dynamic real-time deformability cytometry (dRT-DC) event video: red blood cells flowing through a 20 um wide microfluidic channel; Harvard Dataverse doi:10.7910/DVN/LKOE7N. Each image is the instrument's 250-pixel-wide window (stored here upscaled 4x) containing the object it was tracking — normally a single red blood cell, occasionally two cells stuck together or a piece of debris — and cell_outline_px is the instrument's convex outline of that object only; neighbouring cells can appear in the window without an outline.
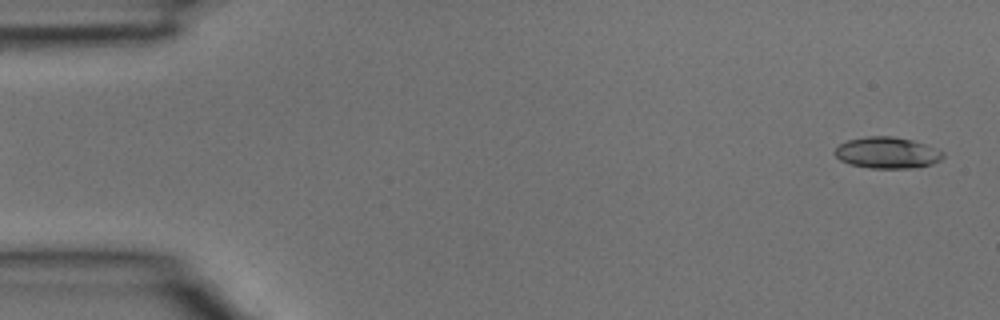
{"species": "common noctule bat (a hibernating species)", "species_latin": "Nyctalus noctula", "temperature_condition": "room temperature", "stored_images_in_passage": 38, "camera_frame_rate_fps": 3000, "um_per_image_px": 0.085, "animal": {"sex": "male", "body_mass_g": 15.6}, "frame": {"image": 1, "passage_image": 1, "time_ms": 0.0, "image_size_px": [1000, 320], "cell_outline_px": [[944, 156], [940, 160], [932, 164], [916, 168], [868, 168], [848, 164], [840, 160], [836, 156], [836, 148], [840, 144], [848, 140], [864, 136], [892, 136], [912, 140], [936, 148], [944, 152]], "centroid_in_image_um": [75.42, 12.99], "position_along_channel_um": 9.6, "area_um2": 19.83}}
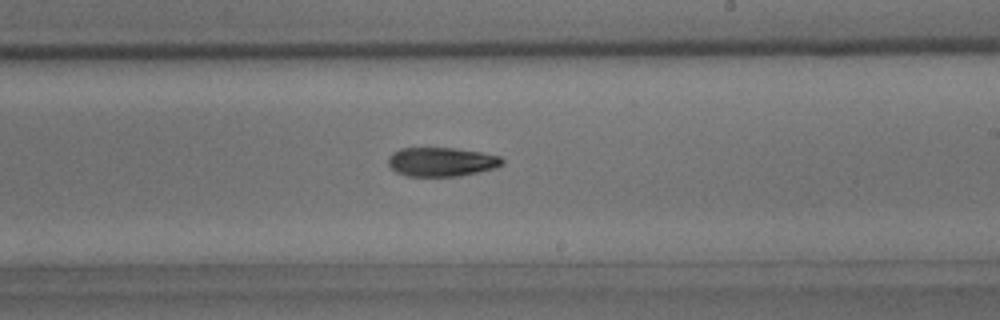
{"frame": {"image": 2, "passage_image": 22, "time_ms": 7.0, "image_size_px": [1000, 320], "cell_outline_px": [[504, 164], [496, 168], [460, 176], [408, 176], [396, 172], [388, 164], [388, 156], [392, 152], [400, 148], [452, 148], [480, 152], [500, 156], [504, 160]], "centroid_in_image_um": [37.53, 13.76], "position_along_channel_um": 251.5, "area_um2": 19.36}}
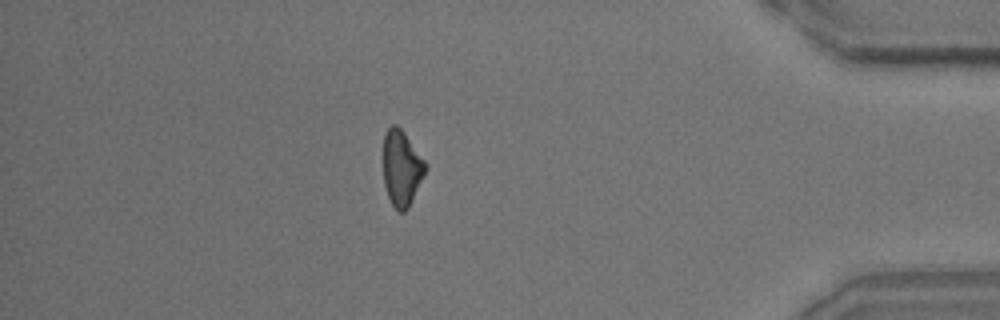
{"frame": {"image": 3, "passage_image": 33, "time_ms": 10.667, "image_size_px": [1000, 320], "cell_outline_px": [[428, 168], [408, 208], [404, 212], [396, 212], [388, 196], [384, 184], [384, 132], [392, 124], [396, 124], [404, 132], [428, 164]], "centroid_in_image_um": [34.15, 14.29], "position_along_channel_um": 401.0, "area_um2": 18.73}}